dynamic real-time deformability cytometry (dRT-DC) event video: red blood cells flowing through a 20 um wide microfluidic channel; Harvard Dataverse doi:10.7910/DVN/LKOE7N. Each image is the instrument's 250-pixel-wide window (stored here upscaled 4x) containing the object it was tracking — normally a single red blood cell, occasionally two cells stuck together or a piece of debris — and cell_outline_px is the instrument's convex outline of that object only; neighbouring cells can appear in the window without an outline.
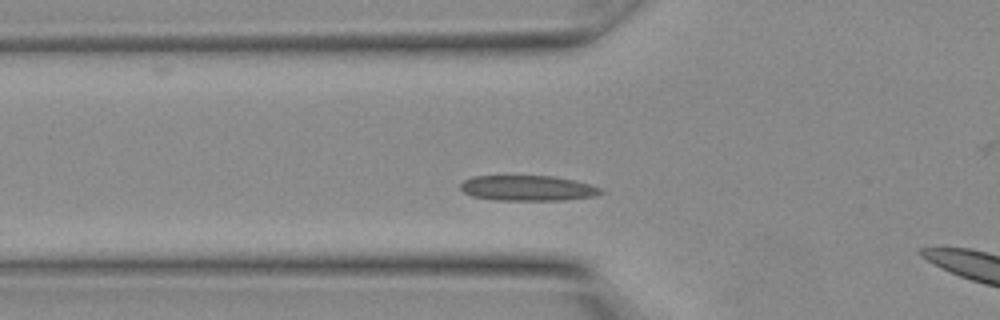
{"species": "Egyptian fruit bat (a non-hibernating species)", "species_latin": "Rousettus aegyptiacus", "temperature_condition": "warm", "stored_images_in_passage": 23, "camera_frame_rate_fps": 3000, "um_per_image_px": 0.085, "animal": {"sex": "female"}, "frame": {"image": 1, "passage_image": 3, "time_ms": 0.667, "image_size_px": [1000, 320], "cell_outline_px": [[604, 192], [596, 196], [564, 200], [496, 200], [472, 196], [464, 192], [460, 188], [460, 184], [464, 180], [472, 176], [552, 176], [572, 180], [588, 184], [600, 188]], "centroid_in_image_um": [44.83, 15.99], "position_along_channel_um": 81.0, "area_um2": 20.63}}
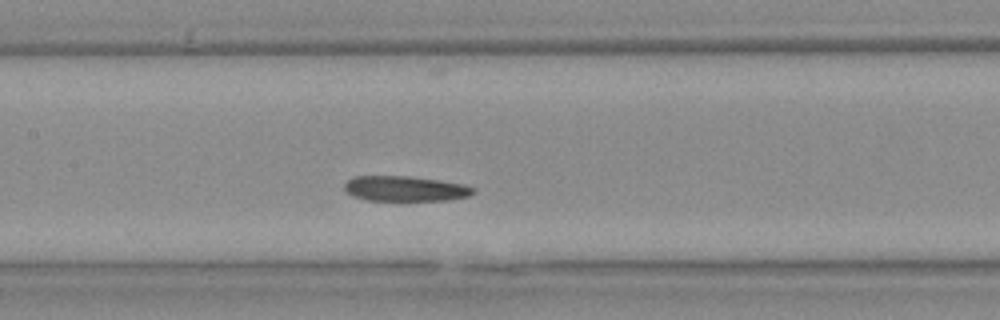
{"frame": {"image": 2, "passage_image": 7, "time_ms": 2.0, "image_size_px": [1000, 320], "cell_outline_px": [[476, 192], [468, 196], [448, 200], [368, 200], [352, 196], [344, 188], [344, 184], [348, 180], [356, 176], [408, 176], [440, 180], [464, 184], [476, 188]], "centroid_in_image_um": [34.47, 16.03], "position_along_channel_um": 172.9, "area_um2": 18.9}}
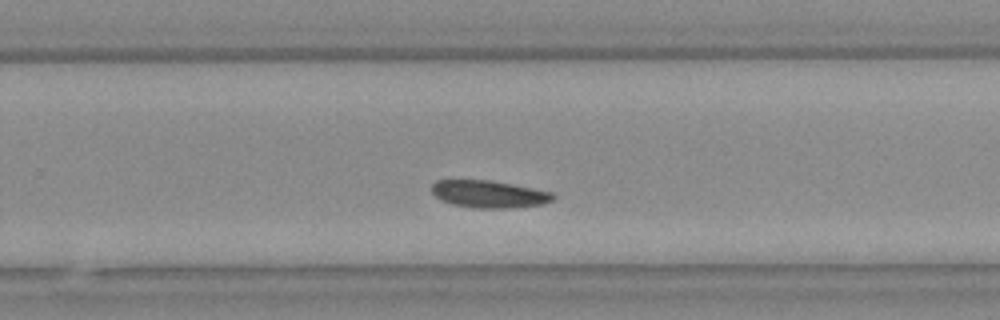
{"frame": {"image": 3, "passage_image": 12, "time_ms": 3.667, "image_size_px": [1000, 320], "cell_outline_px": [[556, 196], [552, 200], [544, 204], [512, 208], [472, 208], [452, 204], [440, 200], [432, 192], [432, 184], [436, 180], [488, 180], [512, 184], [552, 192]], "centroid_in_image_um": [41.56, 16.5], "position_along_channel_um": 288.2, "area_um2": 19.36}}